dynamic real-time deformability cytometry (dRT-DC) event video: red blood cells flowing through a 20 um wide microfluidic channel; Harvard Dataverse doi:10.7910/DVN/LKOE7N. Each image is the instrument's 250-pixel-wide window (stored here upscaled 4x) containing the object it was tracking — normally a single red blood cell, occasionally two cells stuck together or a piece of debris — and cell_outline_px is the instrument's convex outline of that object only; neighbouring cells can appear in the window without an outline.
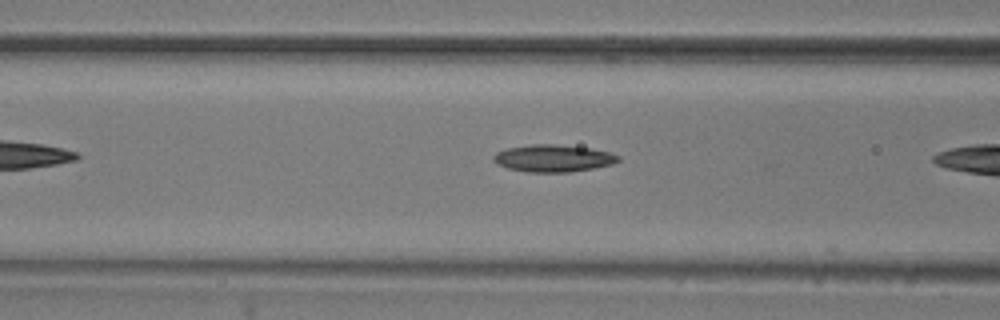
{"species": "common noctule bat (a hibernating species)", "species_latin": "Nyctalus noctula", "temperature_condition": "room temperature", "stored_images_in_passage": 7, "camera_frame_rate_fps": 3000, "um_per_image_px": 0.085, "animal": {"sex": "male", "body_mass_g": 20.5, "forearm_length_mm": 52.5}, "frame": {"image": 1, "passage_image": 6, "time_ms": 1.667, "image_size_px": [1000, 320], "cell_outline_px": [[620, 160], [612, 164], [592, 168], [568, 172], [528, 172], [508, 168], [496, 164], [492, 160], [492, 156], [496, 152], [508, 148], [532, 144], [552, 144], [592, 148], [608, 152], [620, 156]], "centroid_in_image_um": [46.99, 13.45], "position_along_channel_um": 119.6, "area_um2": 19.71}}